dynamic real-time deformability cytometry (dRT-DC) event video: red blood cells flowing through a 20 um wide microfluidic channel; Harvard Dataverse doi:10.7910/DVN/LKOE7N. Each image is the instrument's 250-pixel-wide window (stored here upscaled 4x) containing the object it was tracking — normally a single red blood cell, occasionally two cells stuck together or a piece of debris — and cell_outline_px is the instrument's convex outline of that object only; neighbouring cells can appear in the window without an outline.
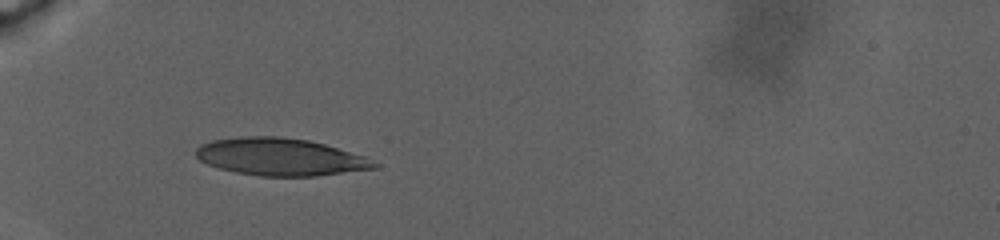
{"species": "human", "species_latin": "Homo sapiens", "temperature_condition": "warm", "stored_images_in_passage": 19, "camera_frame_rate_fps": 3000, "um_per_image_px": 0.085, "donor": {"sex": "male"}, "frame": {"image": 1, "passage_image": 1, "time_ms": 0.0, "image_size_px": [1000, 240], "cell_outline_px": [[380, 164], [376, 168], [316, 176], [256, 176], [236, 172], [220, 168], [208, 164], [200, 160], [196, 156], [196, 148], [200, 144], [212, 140], [240, 136], [280, 136], [308, 140], [324, 144], [364, 156]], "centroid_in_image_um": [23.8, 13.33], "position_along_channel_um": 61.2, "area_um2": 38.84}}
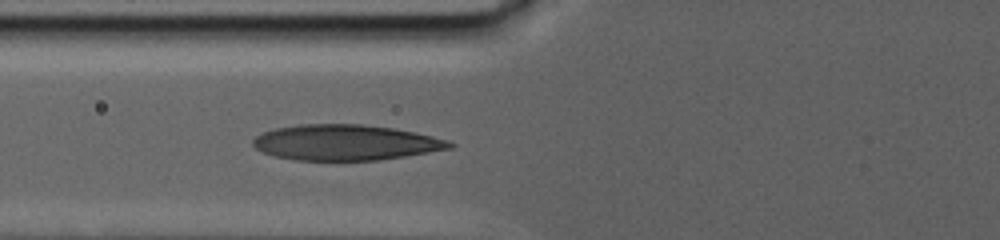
{"frame": {"image": 2, "passage_image": 16, "time_ms": 2.333, "image_size_px": [1000, 240], "cell_outline_px": [[456, 144], [452, 148], [380, 160], [296, 160], [272, 156], [260, 152], [252, 144], [252, 140], [256, 136], [264, 132], [276, 128], [300, 124], [360, 124], [392, 128], [416, 132], [432, 136]], "centroid_in_image_um": [29.32, 12.11], "position_along_channel_um": 96.5, "area_um2": 40.69}}